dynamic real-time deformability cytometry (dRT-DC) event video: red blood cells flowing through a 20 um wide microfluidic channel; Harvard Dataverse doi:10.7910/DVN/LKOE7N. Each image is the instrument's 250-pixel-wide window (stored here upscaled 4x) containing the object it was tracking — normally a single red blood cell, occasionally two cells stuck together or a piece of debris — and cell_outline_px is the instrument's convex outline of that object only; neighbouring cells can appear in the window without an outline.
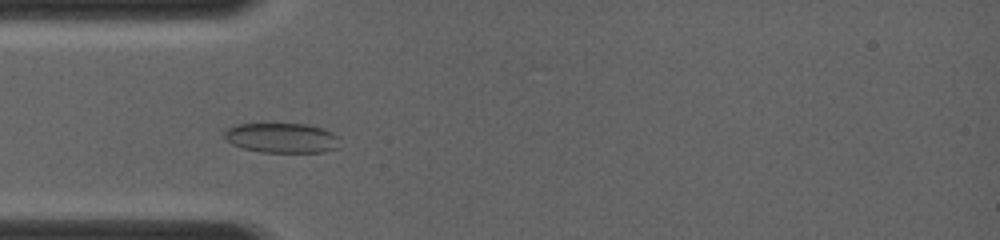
{"species": "common noctule bat (a hibernating species)", "species_latin": "Nyctalus noctula", "temperature_condition": "room temperature", "stored_images_in_passage": 46, "camera_frame_rate_fps": 4000, "um_per_image_px": 0.085, "animal": {"sex": "female", "body_mass_g": 19.0, "forearm_length_mm": 56.7}, "frame": {"image": 1, "passage_image": 10, "time_ms": 3.0, "image_size_px": [1000, 240], "cell_outline_px": [[340, 148], [324, 152], [260, 152], [244, 148], [232, 144], [224, 136], [224, 132], [228, 128], [236, 124], [272, 120], [308, 124], [324, 128], [332, 132], [336, 136]], "centroid_in_image_um": [23.94, 11.66], "position_along_channel_um": 61.1, "area_um2": 21.15}}
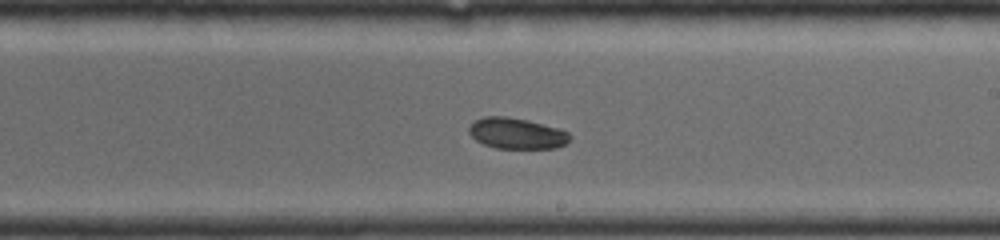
{"frame": {"image": 2, "passage_image": 27, "time_ms": 7.0, "image_size_px": [1000, 240], "cell_outline_px": [[572, 136], [564, 144], [556, 148], [496, 148], [484, 144], [476, 140], [468, 132], [468, 128], [476, 120], [484, 116], [504, 116], [528, 120], [560, 128], [568, 132]], "centroid_in_image_um": [43.93, 11.33], "position_along_channel_um": 245.1, "area_um2": 18.15}}
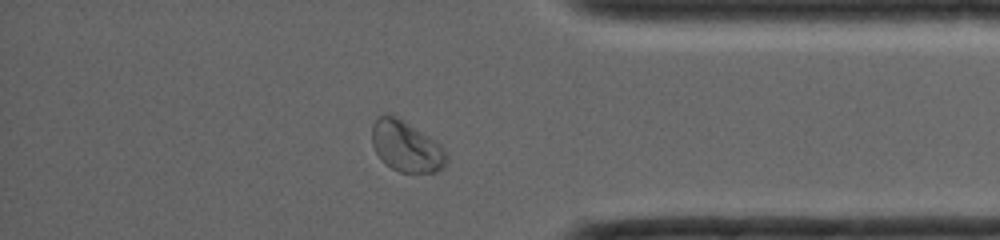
{"frame": {"image": 3, "passage_image": 42, "time_ms": 10.5, "image_size_px": [1000, 240], "cell_outline_px": [[448, 160], [444, 168], [436, 172], [400, 172], [392, 168], [380, 160], [372, 144], [372, 124], [376, 116], [384, 112], [396, 116], [428, 136], [440, 144], [444, 148]], "centroid_in_image_um": [34.5, 12.43], "position_along_channel_um": 400.7, "area_um2": 22.25}}